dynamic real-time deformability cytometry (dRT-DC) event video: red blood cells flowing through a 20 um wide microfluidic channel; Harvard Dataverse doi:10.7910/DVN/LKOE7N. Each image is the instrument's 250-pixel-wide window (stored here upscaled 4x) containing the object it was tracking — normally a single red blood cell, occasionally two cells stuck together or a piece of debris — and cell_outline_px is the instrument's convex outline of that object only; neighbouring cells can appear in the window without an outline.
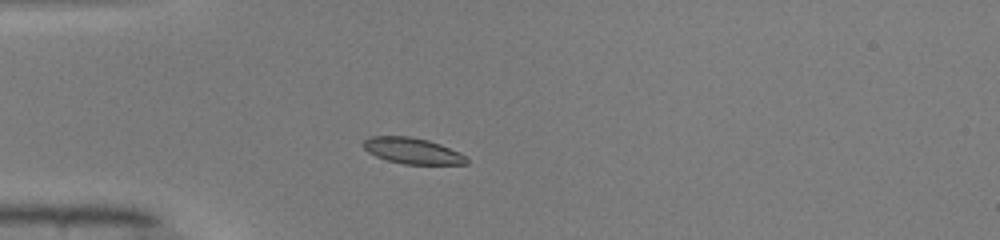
{"species": "common noctule bat (a hibernating species)", "species_latin": "Nyctalus noctula", "temperature_condition": "warm", "stored_images_in_passage": 37, "camera_frame_rate_fps": 3000, "um_per_image_px": 0.085, "animal": {"sex": "male", "body_mass_g": 19.0, "forearm_length_mm": 50.8}, "frame": {"image": 1, "passage_image": 1, "time_ms": 0.0, "image_size_px": [1000, 240], "cell_outline_px": [[468, 164], [404, 164], [388, 160], [376, 156], [368, 152], [360, 144], [368, 136], [408, 136], [428, 140], [440, 144], [460, 152], [468, 160]], "centroid_in_image_um": [35.02, 12.81], "position_along_channel_um": 50.0, "area_um2": 15.66}}
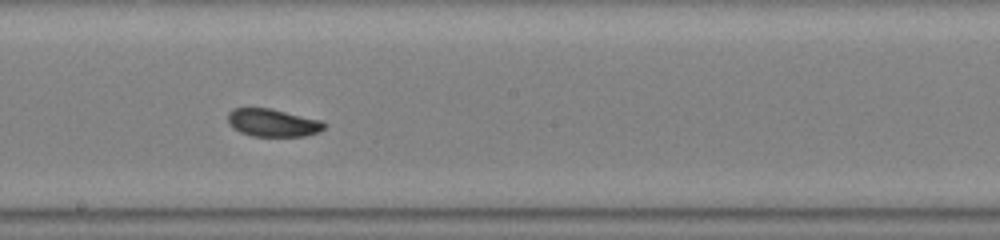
{"frame": {"image": 2, "passage_image": 15, "time_ms": 4.667, "image_size_px": [1000, 240], "cell_outline_px": [[324, 128], [316, 132], [304, 136], [252, 136], [240, 132], [232, 128], [228, 124], [228, 112], [232, 108], [272, 108], [320, 120], [324, 124]], "centroid_in_image_um": [23.12, 10.42], "position_along_channel_um": 225.1, "area_um2": 15.55}}
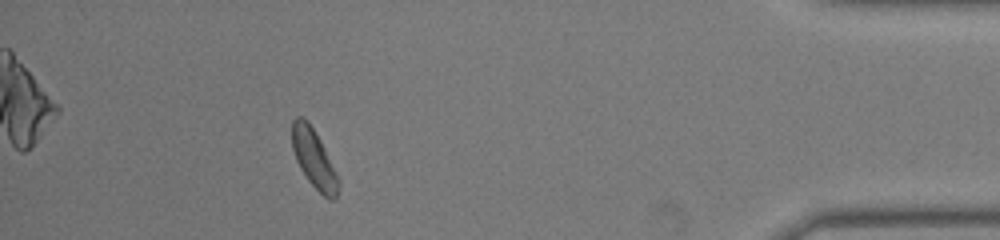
{"frame": {"image": 3, "passage_image": 32, "time_ms": 10.333, "image_size_px": [1000, 240], "cell_outline_px": [[340, 184], [336, 196], [332, 200], [328, 200], [308, 180], [300, 168], [296, 160], [292, 148], [292, 120], [296, 116], [304, 116], [308, 120], [320, 140], [340, 180]], "centroid_in_image_um": [26.67, 13.46], "position_along_channel_um": 408.5, "area_um2": 15.78}, "authors_computed_cell_mechanics": {"area_um2": 16.0106, "velocity_mm_per_s": 4.0838, "shape_relaxation_time_tau1_ms": 4.3735, "shape_relaxation_time_tau2_ms": null, "deformation_change_tau1": 0.1189, "deformation_change_tau2": null}}